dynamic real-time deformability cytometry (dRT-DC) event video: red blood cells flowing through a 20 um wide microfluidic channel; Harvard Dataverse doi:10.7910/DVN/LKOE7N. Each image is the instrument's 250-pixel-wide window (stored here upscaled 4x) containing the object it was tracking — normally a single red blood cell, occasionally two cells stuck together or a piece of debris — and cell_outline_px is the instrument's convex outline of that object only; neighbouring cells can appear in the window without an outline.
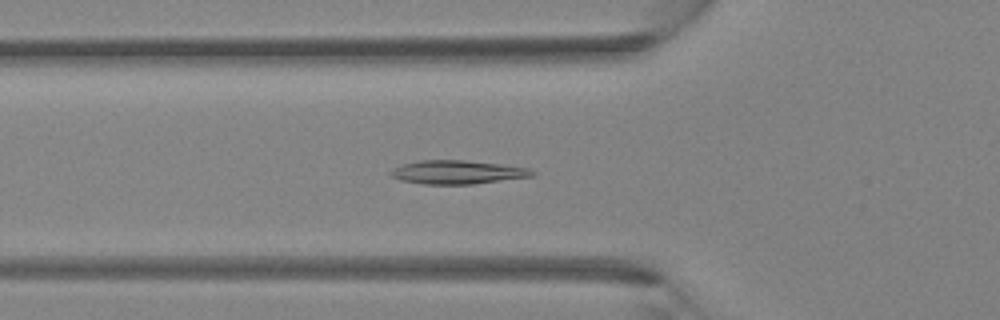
{"species": "Egyptian fruit bat (a non-hibernating species)", "species_latin": "Rousettus aegyptiacus", "temperature_condition": "room temperature", "stored_images_in_passage": 29, "camera_frame_rate_fps": 3000, "um_per_image_px": 0.085, "animal": {"sex": "female"}, "frame": {"image": 1, "passage_image": 2, "time_ms": 0.333, "image_size_px": [1000, 320], "cell_outline_px": [[536, 172], [532, 176], [472, 184], [424, 184], [400, 180], [392, 176], [388, 172], [392, 168], [400, 164], [420, 160], [464, 160], [500, 164], [528, 168]], "centroid_in_image_um": [38.81, 14.63], "position_along_channel_um": 87.0, "area_um2": 19.42}}
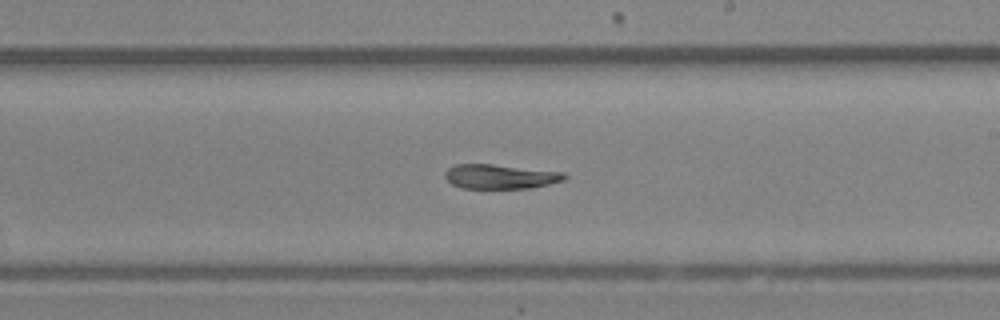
{"frame": {"image": 2, "passage_image": 12, "time_ms": 3.667, "image_size_px": [1000, 320], "cell_outline_px": [[568, 176], [564, 180], [532, 188], [464, 188], [452, 184], [444, 176], [444, 172], [448, 168], [456, 164], [492, 164], [564, 172]], "centroid_in_image_um": [42.53, 15.0], "position_along_channel_um": 246.5, "area_um2": 16.99}}
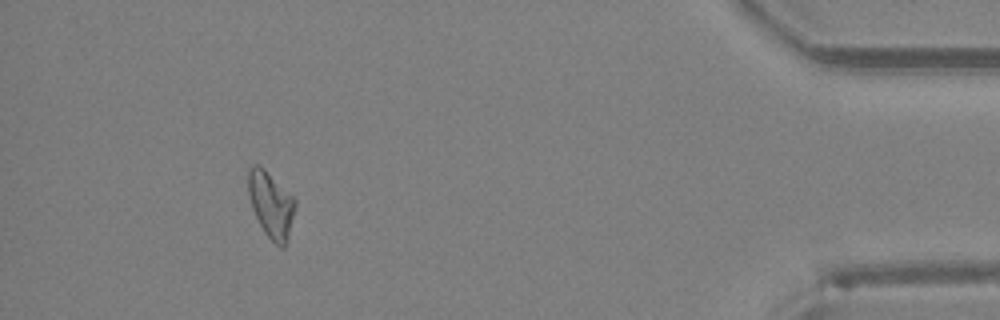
{"frame": {"image": 3, "passage_image": 26, "time_ms": 8.333, "image_size_px": [1000, 320], "cell_outline_px": [[296, 208], [288, 236], [284, 248], [280, 248], [264, 232], [252, 208], [248, 196], [248, 168], [252, 164], [256, 164], [264, 168], [296, 200]], "centroid_in_image_um": [23.03, 17.38], "position_along_channel_um": 412.2, "area_um2": 17.98}}